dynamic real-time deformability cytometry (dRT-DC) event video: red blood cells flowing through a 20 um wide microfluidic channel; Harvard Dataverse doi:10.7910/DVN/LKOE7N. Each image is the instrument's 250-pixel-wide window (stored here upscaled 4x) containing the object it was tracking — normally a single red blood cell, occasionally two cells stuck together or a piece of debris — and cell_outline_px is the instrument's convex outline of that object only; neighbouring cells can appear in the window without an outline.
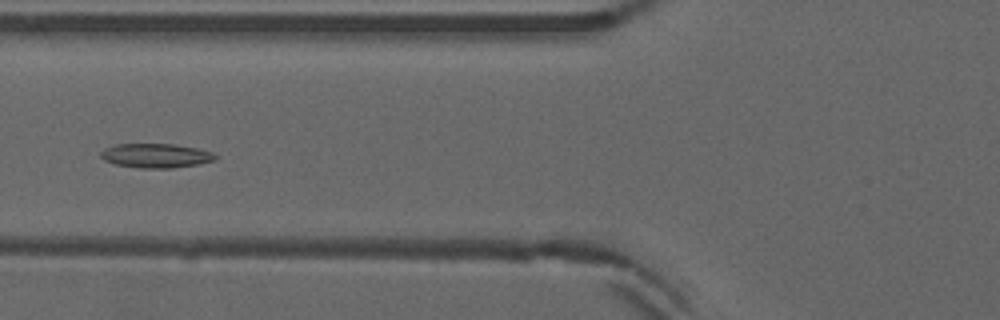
{"species": "common noctule bat (a hibernating species)", "species_latin": "Nyctalus noctula", "temperature_condition": "warm", "stored_images_in_passage": 55, "camera_frame_rate_fps": 3000, "um_per_image_px": 0.085, "animal": {"sex": "male", "forearm_length_mm": 52.5}, "frame": {"image": 1, "passage_image": 22, "time_ms": 7.0, "image_size_px": [1000, 320], "cell_outline_px": [[216, 160], [200, 164], [172, 168], [140, 168], [116, 164], [104, 160], [100, 156], [100, 152], [104, 148], [116, 144], [172, 144], [196, 148], [212, 152], [216, 156]], "centroid_in_image_um": [13.24, 13.23], "position_along_channel_um": 112.6, "area_um2": 16.18}}
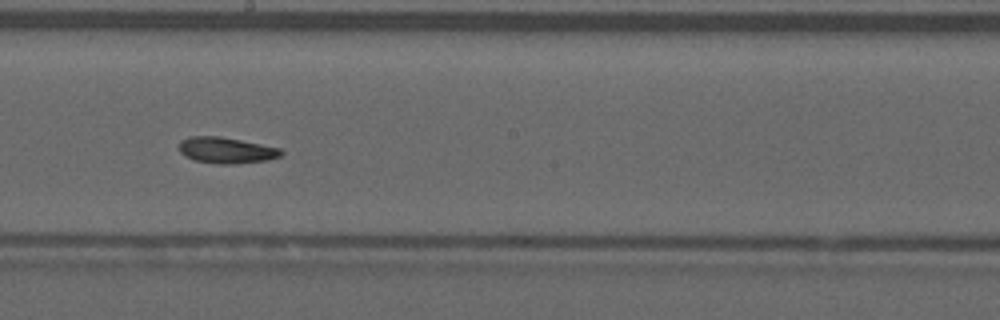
{"frame": {"image": 2, "passage_image": 31, "time_ms": 10.0, "image_size_px": [1000, 320], "cell_outline_px": [[284, 152], [280, 156], [268, 160], [232, 164], [216, 164], [196, 160], [184, 156], [180, 152], [180, 140], [188, 136], [220, 136], [280, 148]], "centroid_in_image_um": [19.22, 12.77], "position_along_channel_um": 229.0, "area_um2": 15.49}}
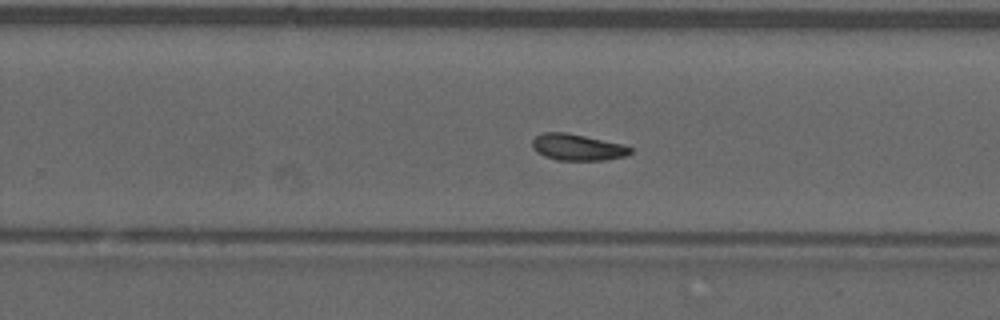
{"frame": {"image": 3, "passage_image": 35, "time_ms": 11.333, "image_size_px": [1000, 320], "cell_outline_px": [[632, 152], [624, 156], [604, 160], [556, 160], [544, 156], [536, 152], [532, 148], [532, 140], [536, 136], [544, 132], [568, 132], [624, 144], [632, 148]], "centroid_in_image_um": [49.07, 12.51], "position_along_channel_um": 280.7, "area_um2": 15.26}}